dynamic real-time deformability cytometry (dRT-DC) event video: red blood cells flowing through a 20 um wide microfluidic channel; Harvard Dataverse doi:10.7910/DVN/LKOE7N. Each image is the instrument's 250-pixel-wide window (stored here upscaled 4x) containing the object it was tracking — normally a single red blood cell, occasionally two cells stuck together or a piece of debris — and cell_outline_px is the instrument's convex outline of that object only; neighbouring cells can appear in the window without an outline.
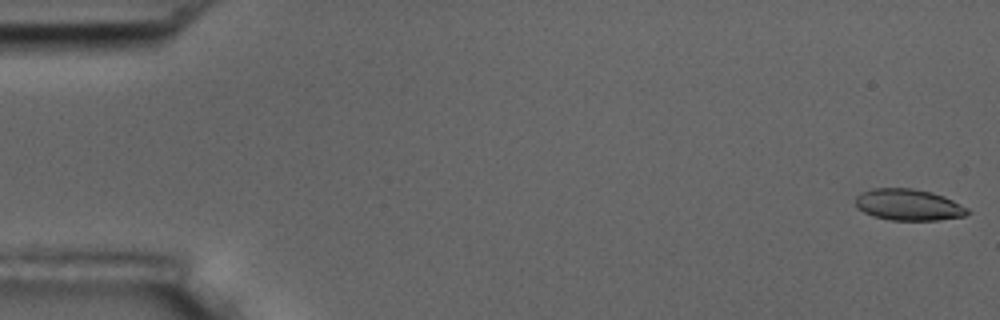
{"species": "common noctule bat (a hibernating species)", "species_latin": "Nyctalus noctula", "temperature_condition": "room temperature", "stored_images_in_passage": 56, "camera_frame_rate_fps": 3000, "um_per_image_px": 0.085, "animal": {"sex": "male", "body_mass_g": 17.5, "forearm_length_mm": 52.3}, "frame": {"image": 1, "passage_image": 1, "time_ms": 0.0, "image_size_px": [1000, 320], "cell_outline_px": [[972, 212], [964, 216], [940, 220], [888, 220], [872, 216], [856, 208], [856, 196], [860, 192], [872, 188], [912, 188], [932, 192], [944, 196], [968, 208]], "centroid_in_image_um": [77.21, 17.41], "position_along_channel_um": 7.8, "area_um2": 20.75}}
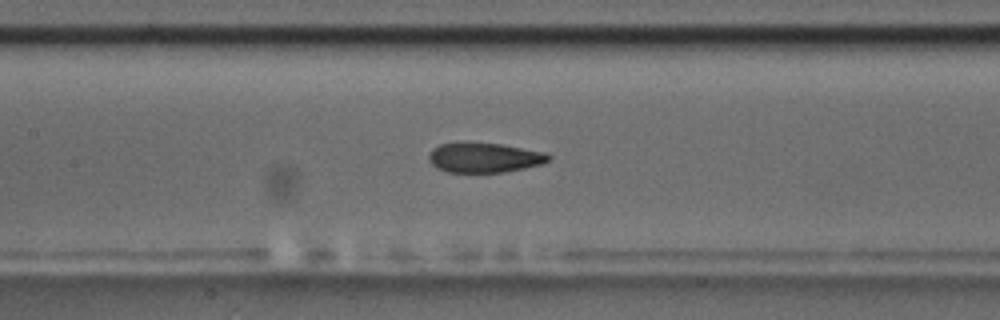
{"frame": {"image": 2, "passage_image": 26, "time_ms": 8.333, "image_size_px": [1000, 320], "cell_outline_px": [[552, 156], [548, 160], [540, 164], [524, 168], [504, 172], [448, 172], [436, 168], [428, 160], [428, 156], [432, 148], [440, 144], [468, 140], [500, 144], [544, 152]], "centroid_in_image_um": [41.09, 13.37], "position_along_channel_um": 166.3, "area_um2": 21.15}}
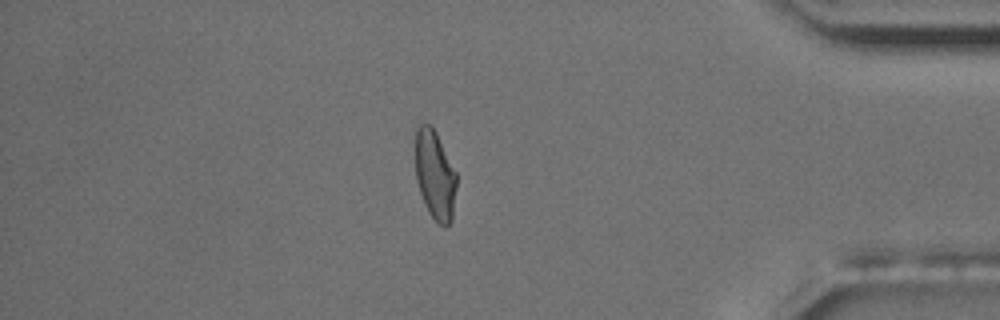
{"frame": {"image": 3, "passage_image": 48, "time_ms": 15.667, "image_size_px": [1000, 320], "cell_outline_px": [[456, 188], [452, 220], [444, 228], [428, 212], [420, 192], [416, 176], [416, 128], [420, 124], [432, 124], [456, 172]], "centroid_in_image_um": [36.98, 14.86], "position_along_channel_um": 398.2, "area_um2": 21.21}, "authors_computed_cell_mechanics": {"area_um2": 21.5305, "velocity_mm_per_s": 3.6281, "shape_relaxation_time_tau1_ms": 5.9665, "shape_relaxation_time_tau2_ms": 1.3925, "deformation_change_tau1": 0.1567, "deformation_change_tau2": 0.0666}}